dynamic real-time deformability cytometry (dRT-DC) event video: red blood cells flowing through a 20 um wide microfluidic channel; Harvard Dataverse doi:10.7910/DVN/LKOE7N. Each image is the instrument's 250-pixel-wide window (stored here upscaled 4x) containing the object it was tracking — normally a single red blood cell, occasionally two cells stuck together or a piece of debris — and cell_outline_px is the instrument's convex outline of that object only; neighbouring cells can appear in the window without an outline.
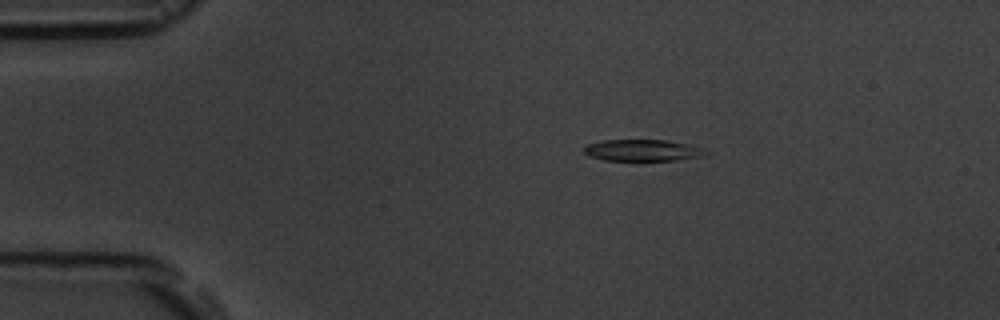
{"species": "common noctule bat (a hibernating species)", "species_latin": "Nyctalus noctula", "temperature_condition": "room temperature", "stored_images_in_passage": 3, "camera_frame_rate_fps": 3000, "um_per_image_px": 0.085, "animal": {"sex": "male", "body_mass_g": 19.5, "forearm_length_mm": 54.6}, "frame": {"image": 1, "passage_image": 1, "time_ms": 0.0, "image_size_px": [1000, 320], "cell_outline_px": [[712, 152], [704, 156], [676, 160], [604, 160], [588, 156], [584, 152], [584, 148], [588, 144], [604, 140], [664, 140], [692, 144], [704, 148]], "centroid_in_image_um": [54.7, 12.77], "position_along_channel_um": 30.3, "area_um2": 15.43}}